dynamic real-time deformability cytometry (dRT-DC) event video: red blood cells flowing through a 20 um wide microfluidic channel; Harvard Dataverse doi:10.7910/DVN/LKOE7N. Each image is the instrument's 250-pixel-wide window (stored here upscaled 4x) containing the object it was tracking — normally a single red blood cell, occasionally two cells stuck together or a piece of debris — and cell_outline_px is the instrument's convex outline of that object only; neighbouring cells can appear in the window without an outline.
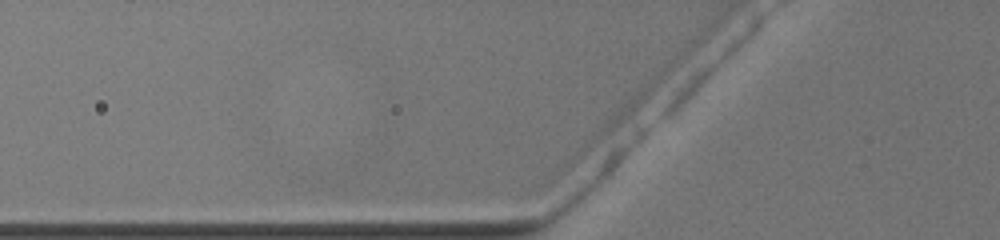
{"species": "common noctule bat (a hibernating species)", "species_latin": "Nyctalus noctula", "temperature_condition": "warm", "stored_images_in_passage": 4, "camera_frame_rate_fps": 3000, "um_per_image_px": 0.085, "animal": {"sex": "female", "body_mass_g": 19.5, "forearm_length_mm": 54.1}, "frame": {"image": 1, "passage_image": 3, "time_ms": 0.667, "image_size_px": [1000, 240], "cell_outline_px": [[484, 152], [480, 156], [472, 160], [340, 160], [336, 152], [380, 144], [384, 144], [476, 148]], "centroid_in_image_um": [34.8, 13.01], "position_along_channel_um": 91.0, "area_um2": 13.76}}